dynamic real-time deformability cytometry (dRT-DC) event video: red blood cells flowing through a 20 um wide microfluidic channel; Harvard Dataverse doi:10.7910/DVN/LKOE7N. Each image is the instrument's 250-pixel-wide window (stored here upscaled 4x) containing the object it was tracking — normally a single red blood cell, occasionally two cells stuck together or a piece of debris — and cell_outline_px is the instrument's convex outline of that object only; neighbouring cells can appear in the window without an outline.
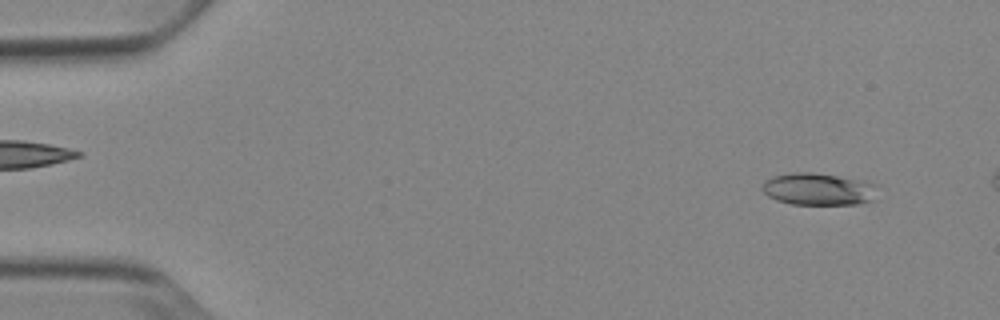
{"species": "Egyptian fruit bat (a non-hibernating species)", "species_latin": "Rousettus aegyptiacus", "temperature_condition": "cold", "stored_images_in_passage": 13, "camera_frame_rate_fps": 3000, "um_per_image_px": 0.085, "animal": {"sex": "female"}, "frame": {"image": 1, "passage_image": 4, "time_ms": 1.0, "image_size_px": [1000, 320], "cell_outline_px": [[880, 184], [872, 200], [860, 204], [792, 204], [776, 200], [768, 196], [760, 188], [764, 180], [772, 176], [792, 172], [812, 172], [868, 180]], "centroid_in_image_um": [69.6, 16.06], "position_along_channel_um": 15.4, "area_um2": 22.14}}